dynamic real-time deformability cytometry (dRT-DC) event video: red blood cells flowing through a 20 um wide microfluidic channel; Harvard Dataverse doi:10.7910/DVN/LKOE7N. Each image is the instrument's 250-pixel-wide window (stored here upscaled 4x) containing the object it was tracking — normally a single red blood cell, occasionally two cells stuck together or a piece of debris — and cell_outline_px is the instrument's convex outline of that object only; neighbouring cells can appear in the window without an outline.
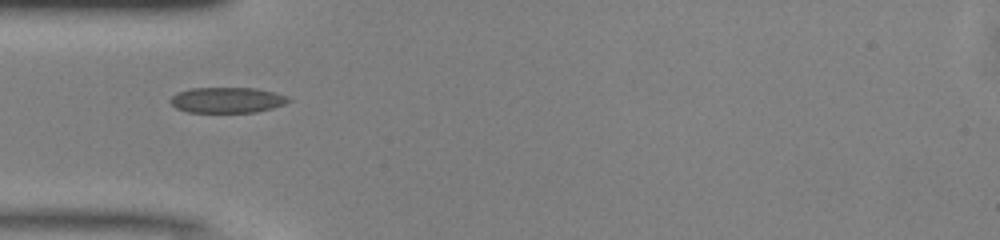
{"species": "common noctule bat (a hibernating species)", "species_latin": "Nyctalus noctula", "temperature_condition": "warm", "stored_images_in_passage": 35, "camera_frame_rate_fps": 3000, "um_per_image_px": 0.085, "animal": {"sex": "male", "body_mass_g": 13.0, "forearm_length_mm": 53.1}, "frame": {"image": 1, "passage_image": 1, "time_ms": 0.0, "image_size_px": [1000, 240], "cell_outline_px": [[292, 100], [284, 104], [272, 108], [256, 112], [188, 112], [176, 108], [168, 100], [176, 92], [192, 88], [256, 88], [288, 96]], "centroid_in_image_um": [19.29, 8.5], "position_along_channel_um": 65.7, "area_um2": 17.63}}
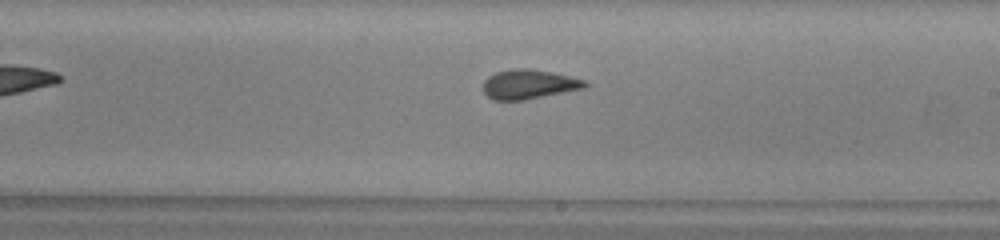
{"frame": {"image": 2, "passage_image": 14, "time_ms": 4.333, "image_size_px": [1000, 240], "cell_outline_px": [[588, 84], [584, 88], [524, 100], [492, 100], [484, 92], [484, 80], [488, 76], [496, 72], [512, 68], [528, 68], [552, 72], [584, 80]], "centroid_in_image_um": [44.92, 7.16], "position_along_channel_um": 244.1, "area_um2": 17.34}}
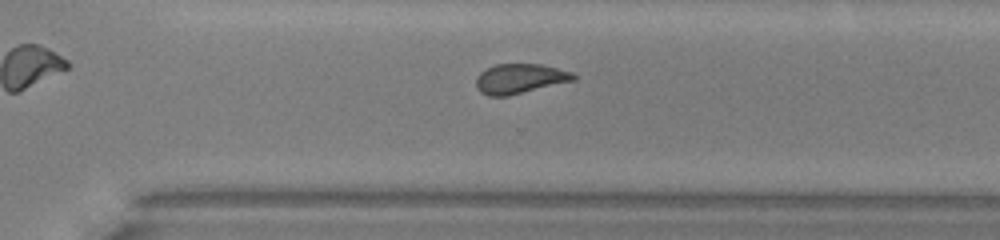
{"frame": {"image": 3, "passage_image": 20, "time_ms": 6.333, "image_size_px": [1000, 240], "cell_outline_px": [[576, 80], [508, 96], [488, 96], [480, 92], [476, 84], [476, 76], [480, 72], [496, 64], [540, 64], [572, 72], [576, 76]], "centroid_in_image_um": [44.18, 6.69], "position_along_channel_um": 326.4, "area_um2": 16.88}, "authors_computed_cell_mechanics": {"area_um2": 17.34, "velocity_mm_per_s": 4.1148, "shape_relaxation_time_tau1_ms": 8.2273, "shape_relaxation_time_tau2_ms": 0.9973, "deformation_change_tau1": 0.1584, "deformation_change_tau2": 0.061}}